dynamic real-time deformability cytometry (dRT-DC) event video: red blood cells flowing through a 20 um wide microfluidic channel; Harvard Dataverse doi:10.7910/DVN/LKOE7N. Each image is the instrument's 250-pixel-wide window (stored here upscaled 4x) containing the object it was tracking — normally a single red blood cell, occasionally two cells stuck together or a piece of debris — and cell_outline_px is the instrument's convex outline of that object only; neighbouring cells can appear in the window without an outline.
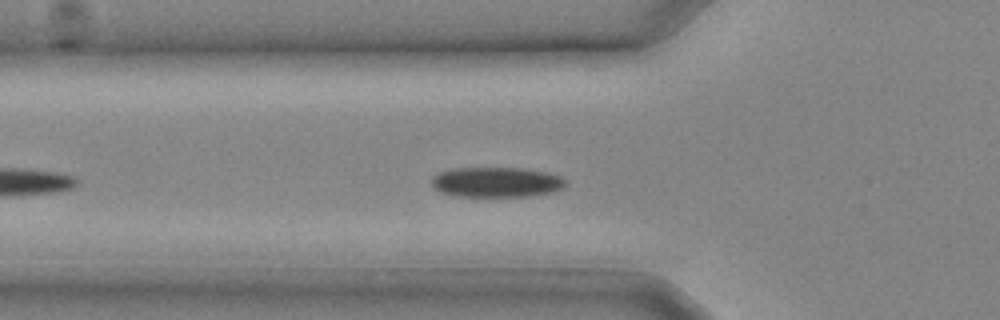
{"species": "common noctule bat (a hibernating species)", "species_latin": "Nyctalus noctula", "temperature_condition": "cold", "stored_images_in_passage": 7, "camera_frame_rate_fps": 3000, "um_per_image_px": 0.085, "animal": {"sex": "male", "body_mass_g": 20.4}, "frame": {"image": 1, "passage_image": 3, "time_ms": 0.667, "image_size_px": [1000, 320], "cell_outline_px": [[568, 180], [564, 188], [552, 192], [524, 196], [460, 196], [440, 192], [432, 184], [432, 176], [440, 172], [452, 168], [524, 168], [548, 172], [560, 176]], "centroid_in_image_um": [42.24, 15.47], "position_along_channel_um": 83.6, "area_um2": 23.52}}
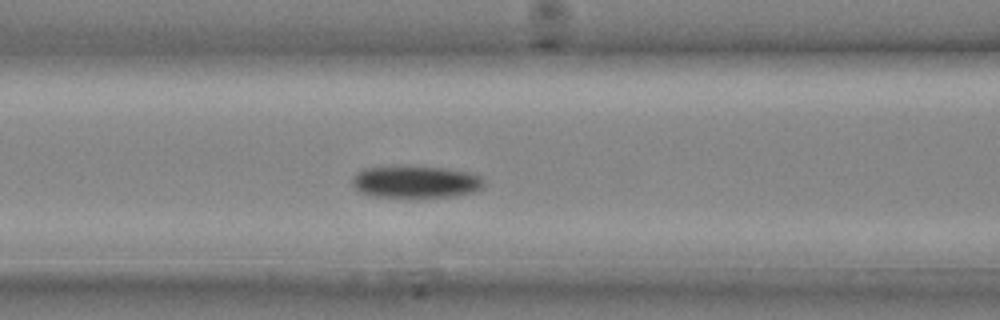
{"frame": {"image": 2, "passage_image": 5, "time_ms": 1.333, "image_size_px": [1000, 320], "cell_outline_px": [[484, 188], [472, 192], [452, 196], [376, 196], [360, 192], [352, 184], [352, 180], [356, 172], [364, 168], [392, 164], [396, 164], [444, 168], [468, 172], [480, 176], [484, 180]], "centroid_in_image_um": [35.3, 15.4], "position_along_channel_um": 131.3, "area_um2": 24.91}}
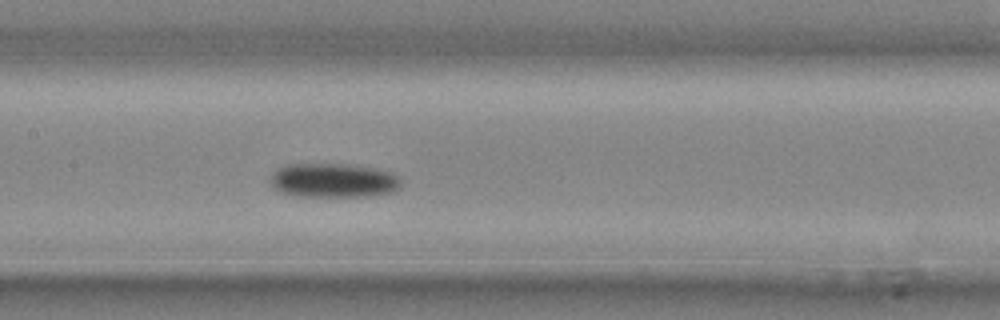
{"frame": {"image": 3, "passage_image": 7, "time_ms": 2.0, "image_size_px": [1000, 320], "cell_outline_px": [[400, 188], [396, 192], [372, 196], [292, 196], [280, 192], [272, 184], [272, 172], [284, 164], [348, 164], [372, 168], [392, 172], [400, 176]], "centroid_in_image_um": [28.38, 15.34], "position_along_channel_um": 179.0, "area_um2": 26.3}}